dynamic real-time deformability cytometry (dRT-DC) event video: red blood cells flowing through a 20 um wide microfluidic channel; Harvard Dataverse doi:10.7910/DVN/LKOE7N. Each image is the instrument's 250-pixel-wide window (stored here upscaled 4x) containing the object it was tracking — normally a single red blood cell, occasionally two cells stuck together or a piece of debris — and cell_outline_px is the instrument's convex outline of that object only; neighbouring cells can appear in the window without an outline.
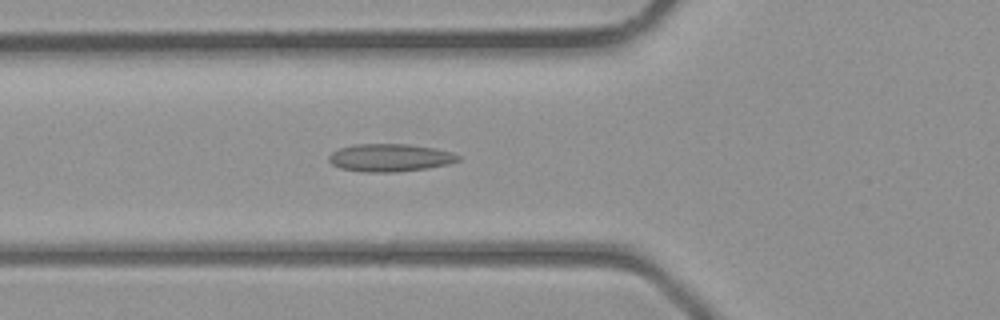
{"species": "common noctule bat (a hibernating species)", "species_latin": "Nyctalus noctula", "temperature_condition": "room temperature", "stored_images_in_passage": 21, "camera_frame_rate_fps": 3000, "um_per_image_px": 0.085, "animal": {"sex": "male", "body_mass_g": 23.1, "forearm_length_mm": 52.7}, "frame": {"image": 1, "passage_image": 6, "time_ms": 1.667, "image_size_px": [1000, 320], "cell_outline_px": [[460, 160], [448, 164], [424, 168], [396, 172], [364, 172], [340, 168], [332, 164], [328, 160], [328, 156], [332, 152], [340, 148], [356, 144], [408, 144], [436, 148], [452, 152], [460, 156]], "centroid_in_image_um": [33.14, 13.4], "position_along_channel_um": 92.7, "area_um2": 20.87}}
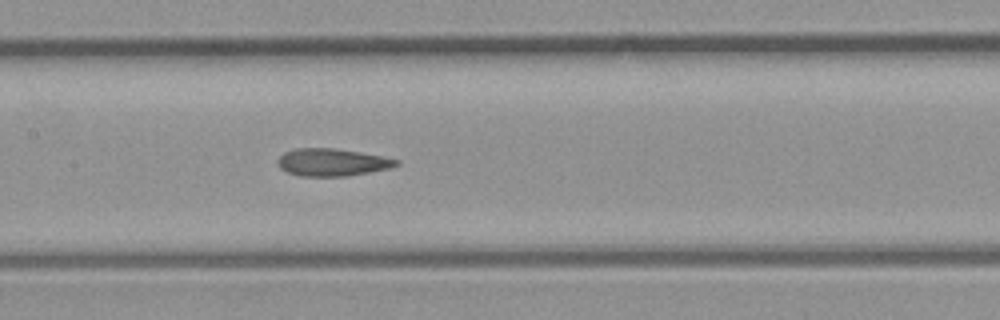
{"frame": {"image": 2, "passage_image": 11, "time_ms": 3.333, "image_size_px": [1000, 320], "cell_outline_px": [[400, 164], [388, 168], [348, 176], [300, 176], [288, 172], [280, 168], [276, 160], [284, 152], [296, 148], [336, 148], [360, 152], [400, 160]], "centroid_in_image_um": [28.2, 13.79], "position_along_channel_um": 179.2, "area_um2": 18.9}}
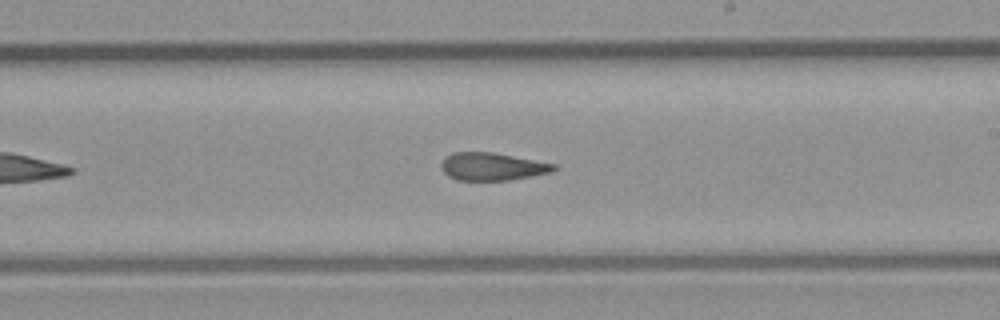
{"frame": {"image": 3, "passage_image": 15, "time_ms": 4.667, "image_size_px": [1000, 320], "cell_outline_px": [[556, 168], [552, 172], [512, 180], [456, 180], [448, 176], [440, 168], [440, 164], [444, 156], [452, 152], [492, 152], [556, 164]], "centroid_in_image_um": [41.8, 14.16], "position_along_channel_um": 247.2, "area_um2": 18.32}}